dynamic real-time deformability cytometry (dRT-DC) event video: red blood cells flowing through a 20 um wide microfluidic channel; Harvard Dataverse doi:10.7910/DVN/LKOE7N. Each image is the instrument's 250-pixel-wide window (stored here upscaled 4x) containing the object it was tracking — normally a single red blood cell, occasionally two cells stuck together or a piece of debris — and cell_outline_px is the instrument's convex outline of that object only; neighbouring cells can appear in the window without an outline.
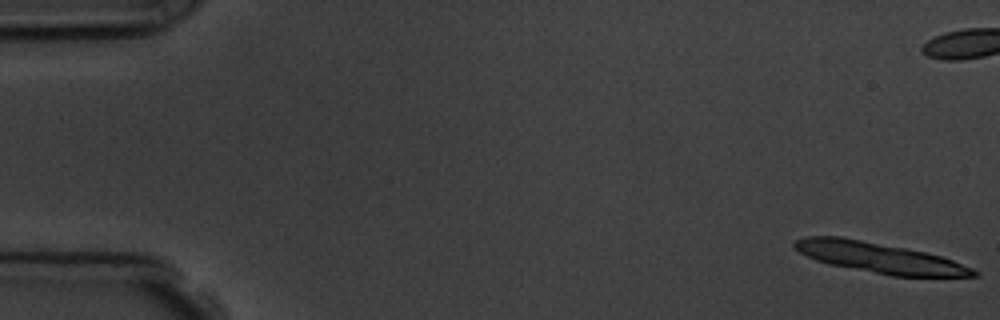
{"species": "common noctule bat (a hibernating species)", "species_latin": "Nyctalus noctula", "temperature_condition": "room temperature", "stored_images_in_passage": 7, "camera_frame_rate_fps": 3000, "um_per_image_px": 0.085, "animal": {"sex": "male", "body_mass_g": 19.5, "forearm_length_mm": 54.6}, "frame": {"image": 1, "passage_image": 1, "time_ms": 0.0, "image_size_px": [1000, 320], "cell_outline_px": [[980, 272], [976, 276], [892, 276], [828, 264], [816, 260], [800, 252], [792, 244], [796, 240], [804, 236], [840, 236], [904, 248], [924, 252], [940, 256], [952, 260], [972, 268]], "centroid_in_image_um": [74.72, 21.9], "position_along_channel_um": 10.3, "area_um2": 31.27}}
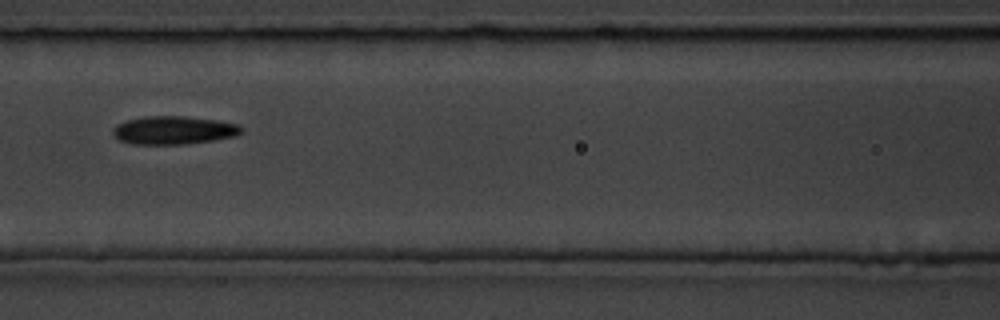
{"frame": {"image": 2, "passage_image": 7, "time_ms": 8.667, "image_size_px": [1000, 320], "cell_outline_px": [[244, 132], [236, 136], [216, 140], [188, 144], [132, 144], [120, 140], [112, 132], [112, 128], [116, 124], [128, 120], [144, 116], [184, 116], [220, 120], [240, 124], [244, 128]], "centroid_in_image_um": [14.84, 11.06], "position_along_channel_um": 151.8, "area_um2": 21.5}}